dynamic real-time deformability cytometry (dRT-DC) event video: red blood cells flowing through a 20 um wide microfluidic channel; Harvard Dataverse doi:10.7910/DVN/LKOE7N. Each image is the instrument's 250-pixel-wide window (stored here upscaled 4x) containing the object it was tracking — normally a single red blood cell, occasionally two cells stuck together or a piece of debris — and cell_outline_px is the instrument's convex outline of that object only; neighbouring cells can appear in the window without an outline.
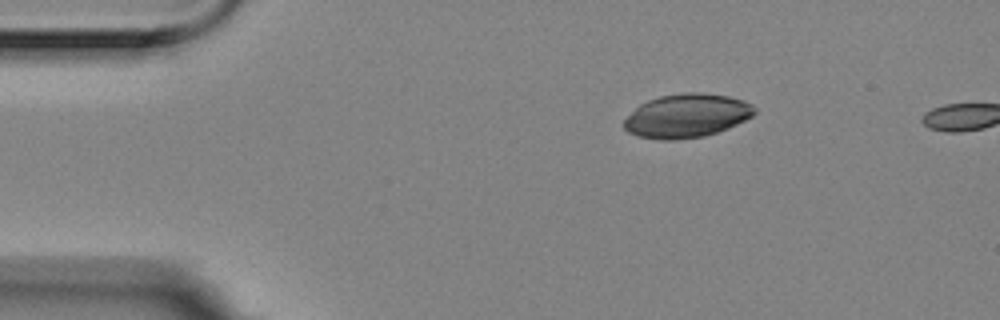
{"species": "Egyptian fruit bat (a non-hibernating species)", "species_latin": "Rousettus aegyptiacus", "temperature_condition": "room temperature", "stored_images_in_passage": 2, "camera_frame_rate_fps": 3000, "um_per_image_px": 0.085, "animal": {"sex": "female"}, "frame": {"image": 1, "passage_image": 1, "time_ms": 0.0, "image_size_px": [1000, 320], "cell_outline_px": [[756, 112], [752, 116], [728, 128], [704, 136], [672, 140], [664, 140], [636, 136], [628, 132], [624, 128], [624, 120], [640, 104], [648, 100], [660, 96], [684, 92], [700, 92], [728, 96], [744, 100], [752, 104], [756, 108]], "centroid_in_image_um": [58.38, 9.83], "position_along_channel_um": 26.6, "area_um2": 33.18}}